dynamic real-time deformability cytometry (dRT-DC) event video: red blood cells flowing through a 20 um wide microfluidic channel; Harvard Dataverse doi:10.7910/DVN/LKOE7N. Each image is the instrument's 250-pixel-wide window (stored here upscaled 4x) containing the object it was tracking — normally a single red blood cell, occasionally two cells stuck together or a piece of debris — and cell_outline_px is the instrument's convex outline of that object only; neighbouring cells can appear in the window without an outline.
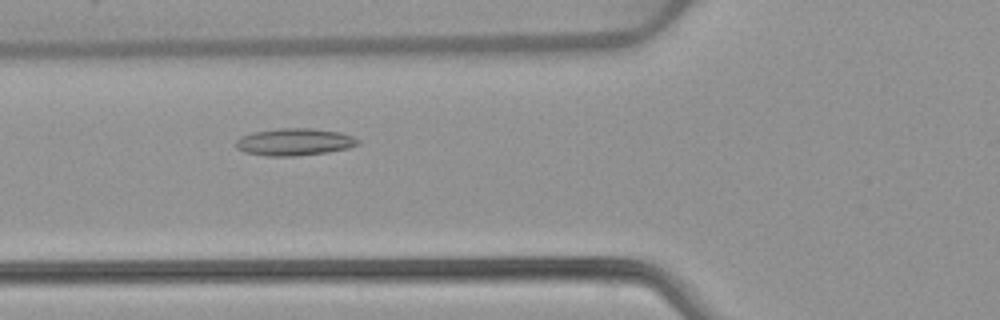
{"species": "common noctule bat (a hibernating species)", "species_latin": "Nyctalus noctula", "temperature_condition": "warm", "stored_images_in_passage": 53, "camera_frame_rate_fps": 3000, "um_per_image_px": 0.085, "animal": {"sex": "female", "body_mass_g": 22.7, "forearm_length_mm": 54.2}, "frame": {"image": 1, "passage_image": 20, "time_ms": 6.333, "image_size_px": [1000, 320], "cell_outline_px": [[360, 144], [348, 148], [328, 152], [296, 156], [264, 156], [244, 152], [236, 148], [236, 140], [240, 136], [252, 132], [280, 128], [312, 128], [340, 132], [352, 136], [360, 140]], "centroid_in_image_um": [25.02, 12.06], "position_along_channel_um": 100.8, "area_um2": 19.54}}
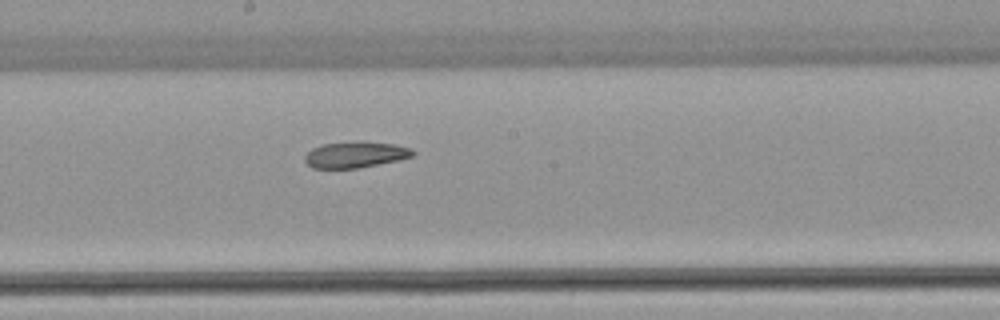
{"frame": {"image": 2, "passage_image": 29, "time_ms": 9.333, "image_size_px": [1000, 320], "cell_outline_px": [[416, 156], [400, 160], [356, 168], [312, 168], [304, 160], [304, 156], [312, 148], [324, 144], [396, 144], [412, 148], [416, 152]], "centroid_in_image_um": [30.25, 13.19], "position_along_channel_um": 217.9, "area_um2": 15.72}}
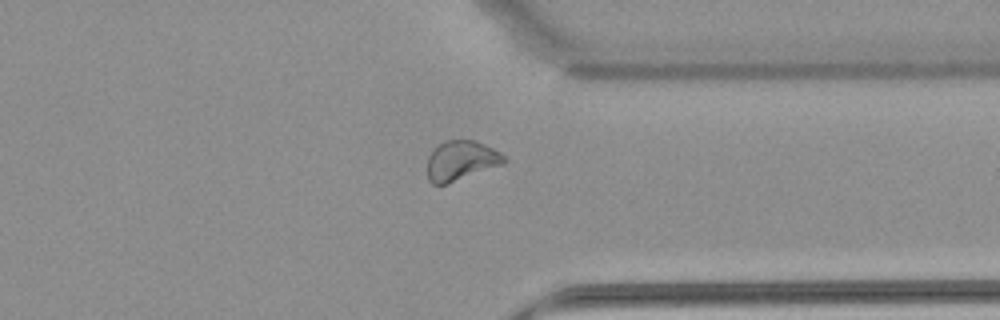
{"frame": {"image": 3, "passage_image": 41, "time_ms": 13.333, "image_size_px": [1000, 320], "cell_outline_px": [[508, 160], [504, 164], [448, 184], [432, 184], [428, 180], [428, 156], [444, 140], [476, 140], [500, 152]], "centroid_in_image_um": [39.21, 13.66], "position_along_channel_um": 372.2, "area_um2": 17.8}, "authors_computed_cell_mechanics": {"area_um2": 19.8254, "velocity_mm_per_s": 3.9113, "shape_relaxation_time_tau1_ms": null, "shape_relaxation_time_tau2_ms": 7.7487, "deformation_change_tau1": null, "deformation_change_tau2": 0.1418}}